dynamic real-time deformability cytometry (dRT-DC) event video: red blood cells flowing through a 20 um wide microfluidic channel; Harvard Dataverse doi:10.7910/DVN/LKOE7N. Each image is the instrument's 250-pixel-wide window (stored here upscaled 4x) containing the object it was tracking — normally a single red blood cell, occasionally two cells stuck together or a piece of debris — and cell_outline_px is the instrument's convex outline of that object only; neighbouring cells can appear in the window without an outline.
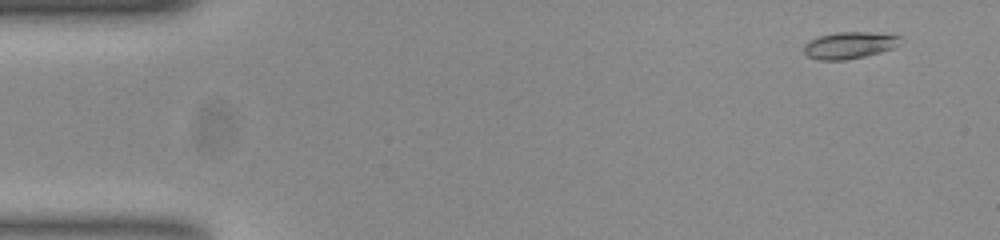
{"species": "common noctule bat (a hibernating species)", "species_latin": "Nyctalus noctula", "temperature_condition": "room temperature", "stored_images_in_passage": 54, "camera_frame_rate_fps": 3000, "um_per_image_px": 0.085, "animal": {"sex": "female", "body_mass_g": 23.0, "forearm_length_mm": 53.4}, "frame": {"image": 1, "passage_image": 4, "time_ms": 1.0, "image_size_px": [1000, 240], "cell_outline_px": [[900, 44], [892, 48], [880, 52], [864, 56], [844, 60], [816, 60], [808, 56], [804, 52], [804, 44], [808, 40], [820, 36], [840, 32], [868, 32], [900, 36]], "centroid_in_image_um": [72.16, 3.85], "position_along_channel_um": 12.8, "area_um2": 14.91}}
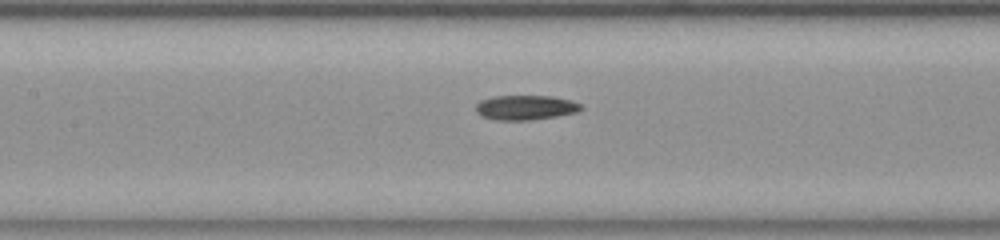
{"frame": {"image": 2, "passage_image": 25, "time_ms": 8.0, "image_size_px": [1000, 240], "cell_outline_px": [[584, 108], [580, 112], [556, 116], [528, 120], [496, 120], [480, 116], [476, 112], [476, 104], [480, 100], [492, 96], [552, 96], [572, 100], [580, 104]], "centroid_in_image_um": [44.67, 9.14], "position_along_channel_um": 162.7, "area_um2": 15.32}}
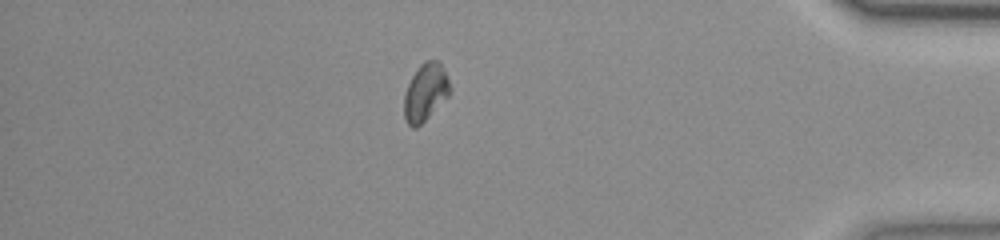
{"frame": {"image": 3, "passage_image": 47, "time_ms": 15.333, "image_size_px": [1000, 240], "cell_outline_px": [[452, 92], [416, 128], [412, 128], [408, 124], [404, 116], [404, 96], [408, 84], [416, 68], [424, 60], [440, 60], [452, 88]], "centroid_in_image_um": [36.17, 7.8], "position_along_channel_um": 399.0, "area_um2": 15.37}, "authors_computed_cell_mechanics": {"area_um2": 15.0569, "velocity_mm_per_s": 3.7815, "shape_relaxation_time_tau1_ms": null, "shape_relaxation_time_tau2_ms": 9.1837, "deformation_change_tau1": null, "deformation_change_tau2": 0.1151}}